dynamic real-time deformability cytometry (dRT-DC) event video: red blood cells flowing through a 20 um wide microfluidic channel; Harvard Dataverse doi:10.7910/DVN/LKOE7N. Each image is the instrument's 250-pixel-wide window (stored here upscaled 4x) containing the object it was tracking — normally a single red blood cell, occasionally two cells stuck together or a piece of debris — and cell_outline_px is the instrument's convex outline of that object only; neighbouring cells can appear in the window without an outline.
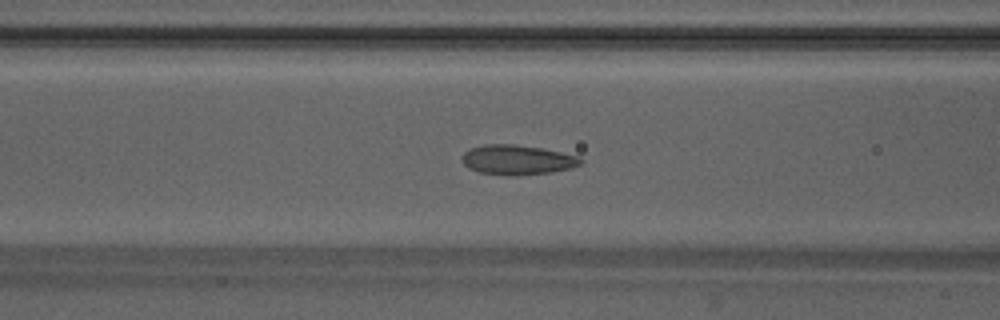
{"species": "Egyptian fruit bat (a non-hibernating species)", "species_latin": "Rousettus aegyptiacus", "temperature_condition": "warm", "stored_images_in_passage": 43, "camera_frame_rate_fps": 3000, "um_per_image_px": 0.085, "animal": {"sex": "male"}, "frame": {"image": 1, "passage_image": 13, "time_ms": 4.0, "image_size_px": [1000, 320], "cell_outline_px": [[584, 160], [580, 164], [572, 168], [552, 172], [520, 176], [508, 176], [480, 172], [468, 168], [464, 164], [460, 156], [464, 152], [472, 148], [484, 144], [512, 144], [544, 148], [576, 156]], "centroid_in_image_um": [43.96, 13.59], "position_along_channel_um": 122.6, "area_um2": 20.75}}
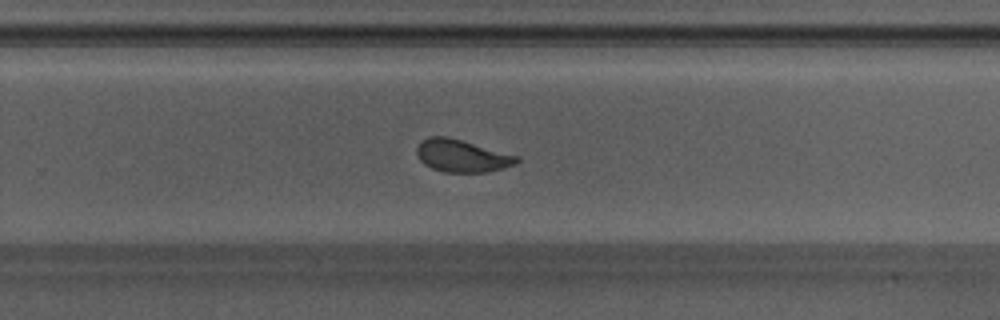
{"frame": {"image": 2, "passage_image": 25, "time_ms": 8.0, "image_size_px": [1000, 320], "cell_outline_px": [[520, 160], [516, 164], [504, 168], [484, 172], [444, 172], [432, 168], [424, 164], [420, 160], [416, 152], [416, 148], [420, 140], [428, 136], [448, 136], [520, 156]], "centroid_in_image_um": [39.26, 13.23], "position_along_channel_um": 290.5, "area_um2": 19.13}}
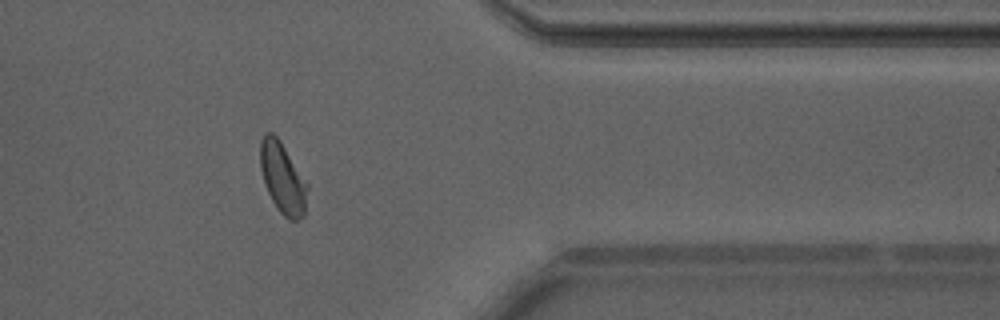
{"frame": {"image": 3, "passage_image": 33, "time_ms": 10.667, "image_size_px": [1000, 320], "cell_outline_px": [[308, 188], [304, 216], [296, 220], [288, 220], [276, 208], [264, 184], [260, 168], [260, 140], [264, 132], [272, 132], [280, 140], [308, 184]], "centroid_in_image_um": [24.01, 15.13], "position_along_channel_um": 387.4, "area_um2": 19.59}, "authors_computed_cell_mechanics": {"area_um2": 19.4208, "velocity_mm_per_s": 4.2029, "shape_relaxation_time_tau1_ms": 8.5755, "shape_relaxation_time_tau2_ms": 0.9078, "deformation_change_tau1": 0.1975, "deformation_change_tau2": 0.0652}}